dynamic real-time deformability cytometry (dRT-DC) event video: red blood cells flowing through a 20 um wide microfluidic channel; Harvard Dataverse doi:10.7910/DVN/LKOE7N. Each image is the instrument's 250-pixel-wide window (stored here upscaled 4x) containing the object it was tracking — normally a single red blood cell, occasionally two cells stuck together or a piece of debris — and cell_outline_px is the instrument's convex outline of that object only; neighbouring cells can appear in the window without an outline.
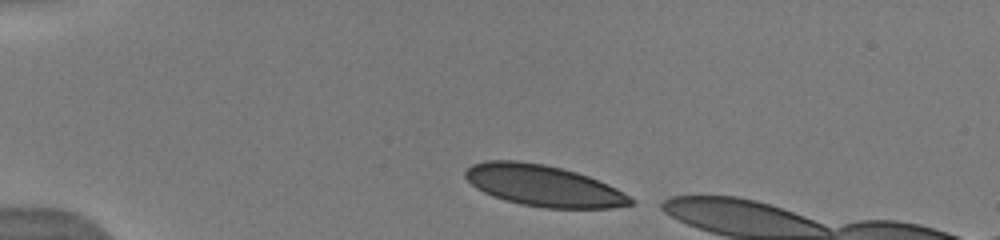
{"species": "human", "species_latin": "Homo sapiens", "temperature_condition": "warm", "stored_images_in_passage": 3, "camera_frame_rate_fps": 3000, "um_per_image_px": 0.085, "donor": {"sex": "male"}, "frame": {"image": 1, "passage_image": 1, "time_ms": 0.0, "image_size_px": [1000, 240], "cell_outline_px": [[636, 200], [632, 204], [612, 208], [544, 208], [520, 204], [484, 192], [476, 188], [464, 176], [464, 172], [472, 164], [484, 160], [516, 160], [544, 164], [576, 172], [588, 176], [608, 184], [616, 188]], "centroid_in_image_um": [46.2, 15.78], "position_along_channel_um": 38.8, "area_um2": 39.54}}